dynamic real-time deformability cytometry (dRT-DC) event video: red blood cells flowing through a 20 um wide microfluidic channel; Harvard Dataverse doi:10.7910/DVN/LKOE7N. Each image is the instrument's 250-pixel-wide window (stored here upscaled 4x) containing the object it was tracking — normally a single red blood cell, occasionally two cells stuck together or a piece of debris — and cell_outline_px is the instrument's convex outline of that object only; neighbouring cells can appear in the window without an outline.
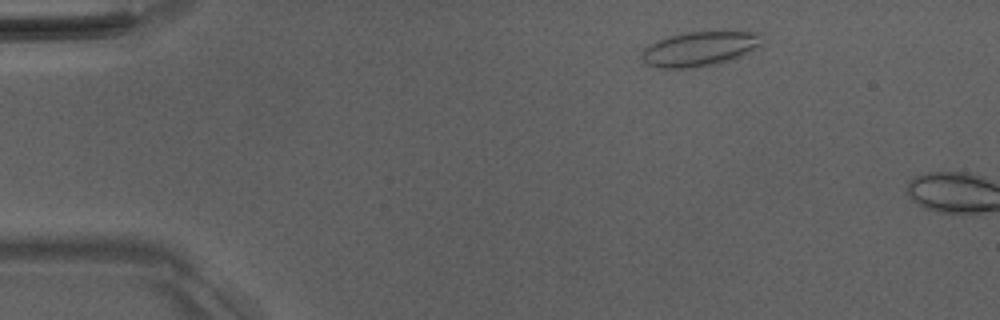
{"species": "Egyptian fruit bat (a non-hibernating species)", "species_latin": "Rousettus aegyptiacus", "temperature_condition": "room temperature", "stored_images_in_passage": 4, "camera_frame_rate_fps": 3000, "um_per_image_px": 0.085, "animal": {"sex": "male"}, "frame": {"image": 1, "passage_image": 1, "time_ms": 0.0, "image_size_px": [1000, 320], "cell_outline_px": [[764, 44], [752, 52], [732, 60], [716, 64], [696, 68], [660, 68], [644, 64], [640, 56], [644, 48], [648, 44], [656, 40], [668, 36], [684, 32], [760, 32]], "centroid_in_image_um": [59.47, 4.16], "position_along_channel_um": 25.5, "area_um2": 24.85}}